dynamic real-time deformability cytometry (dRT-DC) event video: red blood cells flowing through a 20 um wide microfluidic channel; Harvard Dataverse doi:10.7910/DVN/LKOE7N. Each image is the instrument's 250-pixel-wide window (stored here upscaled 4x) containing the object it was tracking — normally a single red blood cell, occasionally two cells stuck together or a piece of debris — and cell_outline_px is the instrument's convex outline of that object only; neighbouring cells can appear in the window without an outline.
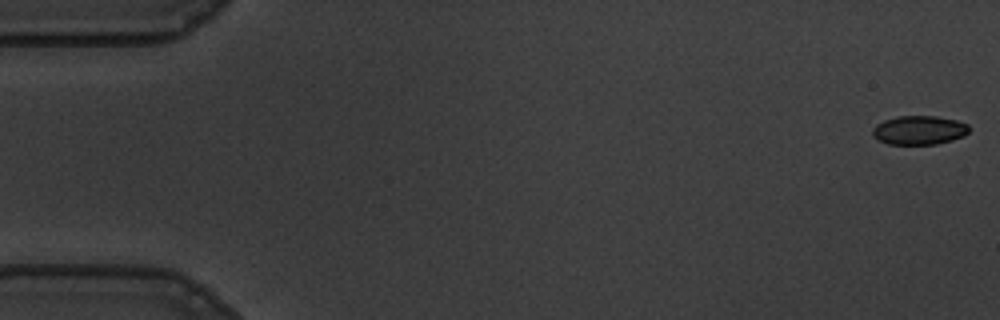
{"species": "common noctule bat (a hibernating species)", "species_latin": "Nyctalus noctula", "temperature_condition": "warm", "stored_images_in_passage": 57, "camera_frame_rate_fps": 3000, "um_per_image_px": 0.085, "animal": {"sex": "male", "body_mass_g": 19.5, "forearm_length_mm": 54.6}, "frame": {"image": 1, "passage_image": 1, "time_ms": 0.0, "image_size_px": [1000, 320], "cell_outline_px": [[968, 132], [964, 136], [952, 140], [936, 144], [888, 144], [872, 136], [872, 128], [876, 124], [884, 120], [896, 116], [936, 116], [956, 120], [968, 124]], "centroid_in_image_um": [78.11, 11.06], "position_along_channel_um": 6.9, "area_um2": 16.3}}
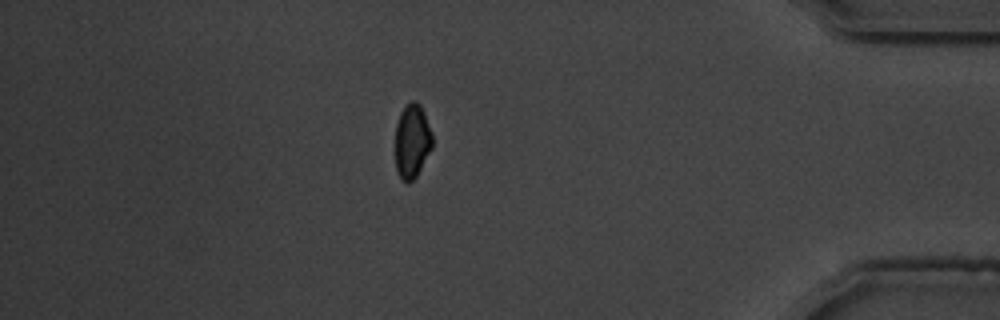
{"frame": {"image": 2, "passage_image": 49, "time_ms": 16.0, "image_size_px": [1000, 320], "cell_outline_px": [[432, 148], [416, 176], [408, 184], [400, 180], [396, 172], [396, 124], [400, 112], [412, 100], [416, 100], [420, 104], [424, 112], [432, 132]], "centroid_in_image_um": [35.02, 12.01], "position_along_channel_um": 400.2, "area_um2": 16.13}}
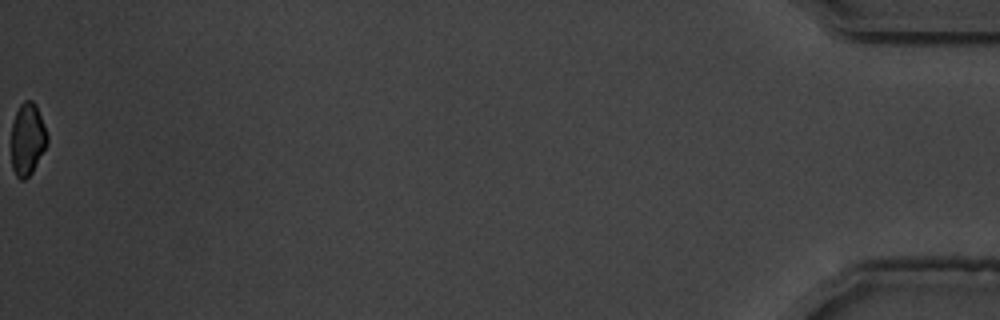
{"frame": {"image": 3, "passage_image": 57, "time_ms": 18.667, "image_size_px": [1000, 320], "cell_outline_px": [[48, 144], [32, 172], [24, 180], [20, 180], [16, 176], [12, 168], [12, 120], [20, 104], [24, 100], [32, 100], [36, 104], [48, 136]], "centroid_in_image_um": [2.34, 11.83], "position_along_channel_um": 432.9, "area_um2": 15.2}, "authors_computed_cell_mechanics": {"area_um2": 16.9932, "velocity_mm_per_s": 3.5965, "shape_relaxation_time_tau1_ms": 3.8446, "shape_relaxation_time_tau2_ms": null, "deformation_change_tau1": 0.0702, "deformation_change_tau2": null}}